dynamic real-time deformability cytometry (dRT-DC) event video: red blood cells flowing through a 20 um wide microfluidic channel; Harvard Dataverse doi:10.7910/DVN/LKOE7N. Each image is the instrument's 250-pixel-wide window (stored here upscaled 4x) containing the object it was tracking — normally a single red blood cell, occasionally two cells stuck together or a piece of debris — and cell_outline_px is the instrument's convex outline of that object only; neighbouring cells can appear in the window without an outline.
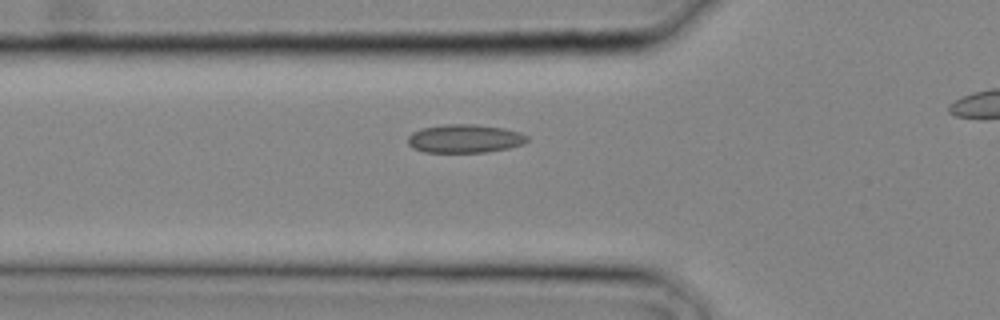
{"species": "common noctule bat (a hibernating species)", "species_latin": "Nyctalus noctula", "temperature_condition": "cold", "stored_images_in_passage": 5, "camera_frame_rate_fps": 3000, "um_per_image_px": 0.085, "animal": {"sex": "male", "body_mass_g": 20.4}, "frame": {"image": 1, "passage_image": 4, "time_ms": 1.0, "image_size_px": [1000, 320], "cell_outline_px": [[528, 140], [524, 144], [508, 148], [488, 152], [424, 152], [412, 148], [408, 144], [408, 136], [412, 132], [424, 128], [444, 124], [476, 124], [504, 128], [520, 132], [528, 136]], "centroid_in_image_um": [39.52, 11.78], "position_along_channel_um": 86.3, "area_um2": 19.88}}